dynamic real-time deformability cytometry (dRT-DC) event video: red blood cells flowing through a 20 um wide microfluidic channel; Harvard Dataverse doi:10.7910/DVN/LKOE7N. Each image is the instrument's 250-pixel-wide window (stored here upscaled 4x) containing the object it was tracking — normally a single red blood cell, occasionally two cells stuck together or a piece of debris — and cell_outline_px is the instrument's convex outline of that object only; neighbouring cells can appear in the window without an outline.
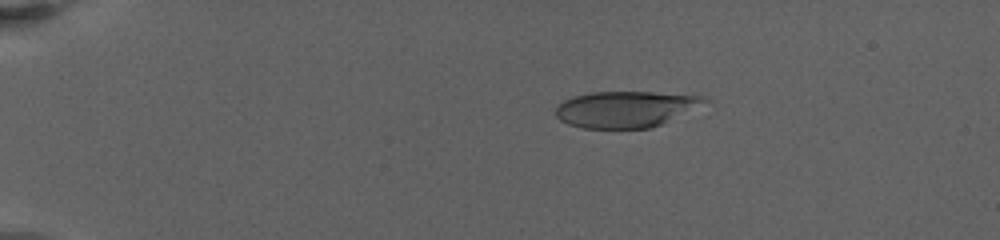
{"species": "human", "species_latin": "Homo sapiens", "temperature_condition": "warm", "stored_images_in_passage": 58, "camera_frame_rate_fps": 3000, "um_per_image_px": 0.085, "donor": {"sex": "female"}, "frame": {"image": 1, "passage_image": 8, "time_ms": 4.0, "image_size_px": [1000, 240], "cell_outline_px": [[708, 100], [660, 124], [648, 128], [584, 128], [568, 124], [560, 120], [556, 116], [556, 108], [564, 100], [572, 96], [592, 92], [652, 92], [700, 96]], "centroid_in_image_um": [53.05, 9.27], "position_along_channel_um": 31.9, "area_um2": 30.58}}
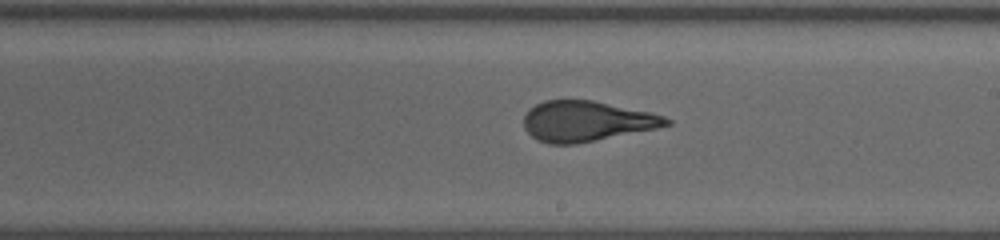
{"frame": {"image": 2, "passage_image": 24, "time_ms": 13.0, "image_size_px": [1000, 240], "cell_outline_px": [[672, 124], [656, 128], [576, 144], [548, 144], [532, 136], [524, 128], [524, 116], [528, 108], [544, 100], [592, 100], [652, 112], [664, 116], [672, 120]], "centroid_in_image_um": [49.85, 10.29], "position_along_channel_um": 239.1, "area_um2": 33.52}}
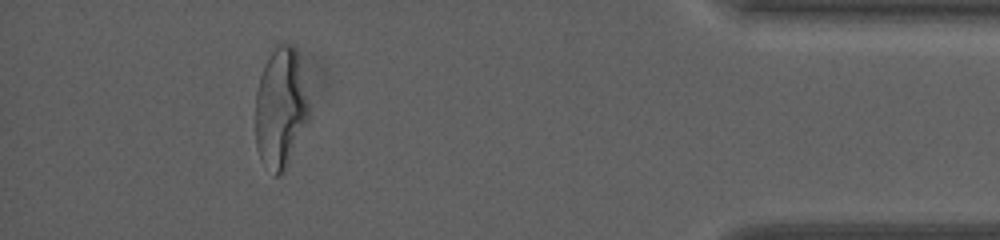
{"frame": {"image": 3, "passage_image": 50, "time_ms": 19.667, "image_size_px": [1000, 240], "cell_outline_px": [[308, 120], [288, 164], [284, 172], [280, 176], [272, 176], [260, 160], [256, 148], [256, 92], [260, 76], [272, 52], [280, 44], [292, 44], [296, 52], [308, 104]], "centroid_in_image_um": [23.81, 9.31], "position_along_channel_um": 411.4, "area_um2": 36.88}, "authors_computed_cell_mechanics": {"area_um2": 34.0442, "velocity_mm_per_s": 3.2393, "shape_relaxation_time_tau1_ms": 6.7586, "shape_relaxation_time_tau2_ms": 1.0471, "deformation_change_tau1": 0.2696, "deformation_change_tau2": 0.0897}}